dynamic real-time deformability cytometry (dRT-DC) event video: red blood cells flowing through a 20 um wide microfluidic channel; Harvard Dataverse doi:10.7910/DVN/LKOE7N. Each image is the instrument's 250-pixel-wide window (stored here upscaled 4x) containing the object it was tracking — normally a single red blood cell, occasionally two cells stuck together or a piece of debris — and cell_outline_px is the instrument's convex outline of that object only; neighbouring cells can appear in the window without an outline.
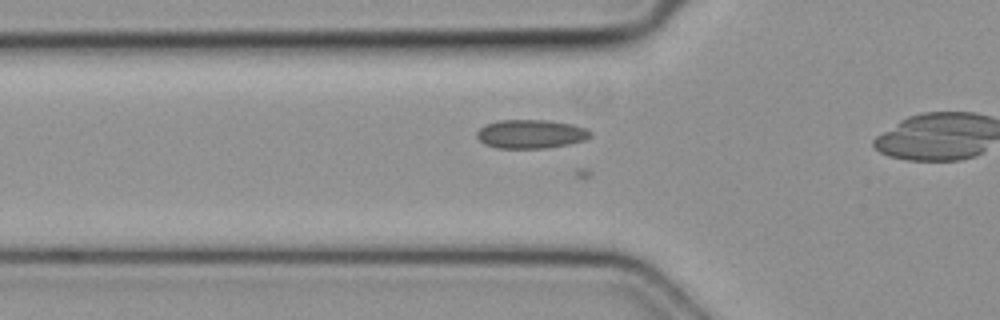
{"species": "common noctule bat (a hibernating species)", "species_latin": "Nyctalus noctula", "temperature_condition": "cold", "stored_images_in_passage": 16, "camera_frame_rate_fps": 3000, "um_per_image_px": 0.085, "animal": {"sex": "female", "body_mass_g": 19.3, "forearm_length_mm": 54.1}, "frame": {"image": 1, "passage_image": 4, "time_ms": 1.0, "image_size_px": [1000, 320], "cell_outline_px": [[592, 136], [584, 140], [568, 144], [548, 148], [496, 148], [484, 144], [476, 136], [476, 132], [484, 124], [496, 120], [548, 120], [572, 124], [588, 128], [592, 132]], "centroid_in_image_um": [45.12, 11.38], "position_along_channel_um": 80.7, "area_um2": 19.31}}
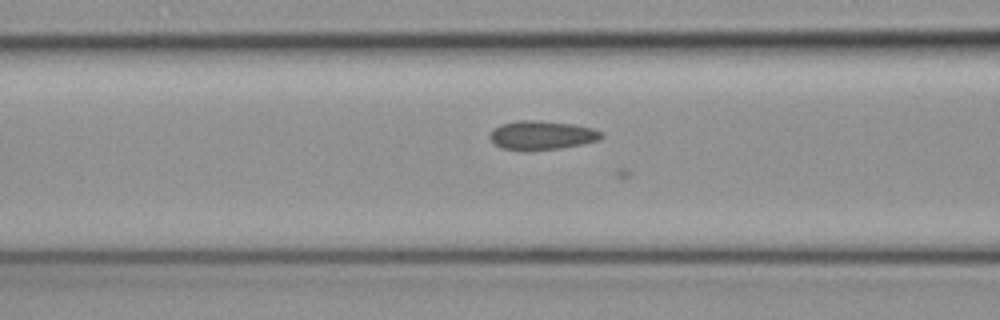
{"frame": {"image": 2, "passage_image": 7, "time_ms": 2.0, "image_size_px": [1000, 320], "cell_outline_px": [[604, 136], [596, 140], [580, 144], [560, 148], [528, 152], [520, 152], [504, 148], [496, 144], [488, 136], [500, 124], [516, 120], [536, 120], [572, 124], [592, 128], [604, 132]], "centroid_in_image_um": [46.04, 11.51], "position_along_channel_um": 120.6, "area_um2": 18.9}}
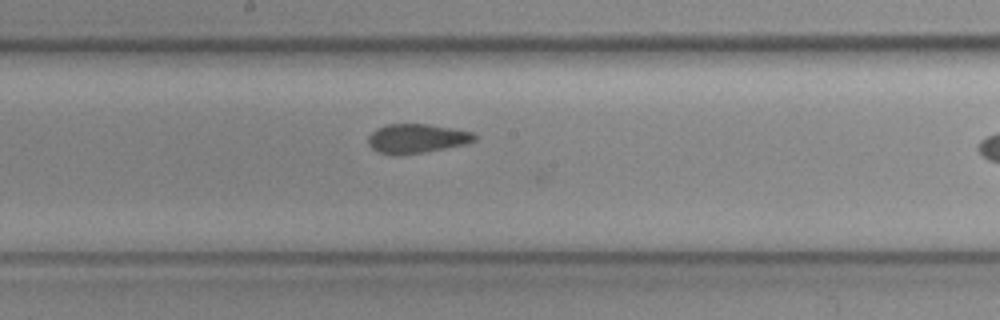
{"frame": {"image": 3, "passage_image": 14, "time_ms": 4.333, "image_size_px": [1000, 320], "cell_outline_px": [[476, 140], [464, 144], [424, 152], [380, 152], [372, 148], [368, 144], [368, 136], [376, 128], [388, 124], [428, 124], [472, 132], [476, 136]], "centroid_in_image_um": [35.43, 11.73], "position_along_channel_um": 212.8, "area_um2": 17.34}}